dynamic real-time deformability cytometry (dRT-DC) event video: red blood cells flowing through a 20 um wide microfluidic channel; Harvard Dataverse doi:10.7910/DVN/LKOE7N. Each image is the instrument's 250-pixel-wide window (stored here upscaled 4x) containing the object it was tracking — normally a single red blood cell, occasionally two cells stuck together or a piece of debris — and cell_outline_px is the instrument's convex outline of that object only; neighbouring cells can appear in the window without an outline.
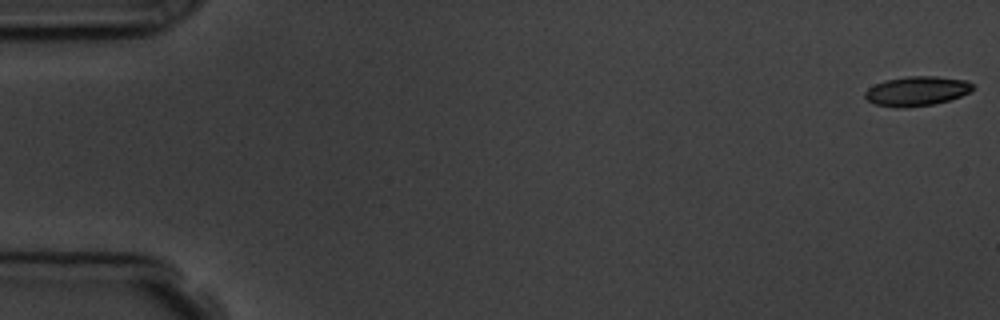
{"species": "common noctule bat (a hibernating species)", "species_latin": "Nyctalus noctula", "temperature_condition": "room temperature", "stored_images_in_passage": 7, "camera_frame_rate_fps": 3000, "um_per_image_px": 0.085, "animal": {"sex": "male", "body_mass_g": 19.5, "forearm_length_mm": 54.6}, "frame": {"image": 1, "passage_image": 1, "time_ms": 0.0, "image_size_px": [1000, 320], "cell_outline_px": [[976, 88], [960, 96], [948, 100], [932, 104], [904, 108], [896, 108], [876, 104], [868, 100], [864, 96], [864, 92], [868, 88], [876, 84], [888, 80], [908, 76], [936, 76], [968, 80]], "centroid_in_image_um": [77.94, 7.74], "position_along_channel_um": 7.1, "area_um2": 18.44}}
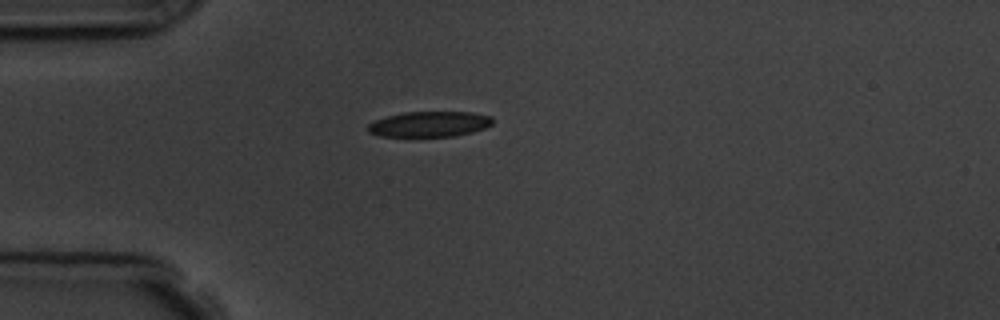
{"frame": {"image": 2, "passage_image": 5, "time_ms": 4.667, "image_size_px": [1000, 320], "cell_outline_px": [[492, 124], [484, 128], [472, 132], [452, 136], [412, 140], [380, 136], [368, 132], [368, 124], [376, 120], [388, 116], [404, 112], [472, 112], [492, 116]], "centroid_in_image_um": [36.45, 10.6], "position_along_channel_um": 48.6, "area_um2": 19.36}}